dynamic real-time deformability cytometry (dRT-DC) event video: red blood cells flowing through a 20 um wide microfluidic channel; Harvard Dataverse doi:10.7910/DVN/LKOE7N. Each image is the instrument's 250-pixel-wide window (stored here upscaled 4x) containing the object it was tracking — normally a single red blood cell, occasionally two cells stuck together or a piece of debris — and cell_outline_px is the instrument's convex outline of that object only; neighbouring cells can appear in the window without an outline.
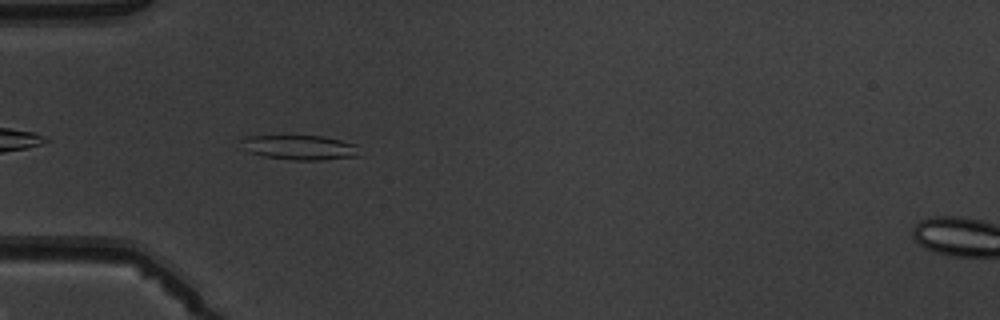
{"species": "common noctule bat (a hibernating species)", "species_latin": "Nyctalus noctula", "temperature_condition": "warm", "stored_images_in_passage": 5, "camera_frame_rate_fps": 3000, "um_per_image_px": 0.085, "animal": {"sex": "male", "body_mass_g": 19.5, "forearm_length_mm": 54.6}, "frame": {"image": 1, "passage_image": 4, "time_ms": 4.333, "image_size_px": [1000, 320], "cell_outline_px": [[356, 156], [320, 160], [292, 160], [264, 156], [248, 152], [244, 148], [240, 140], [244, 136], [324, 136], [356, 144]], "centroid_in_image_um": [25.41, 12.53], "position_along_channel_um": 59.6, "area_um2": 16.76}}